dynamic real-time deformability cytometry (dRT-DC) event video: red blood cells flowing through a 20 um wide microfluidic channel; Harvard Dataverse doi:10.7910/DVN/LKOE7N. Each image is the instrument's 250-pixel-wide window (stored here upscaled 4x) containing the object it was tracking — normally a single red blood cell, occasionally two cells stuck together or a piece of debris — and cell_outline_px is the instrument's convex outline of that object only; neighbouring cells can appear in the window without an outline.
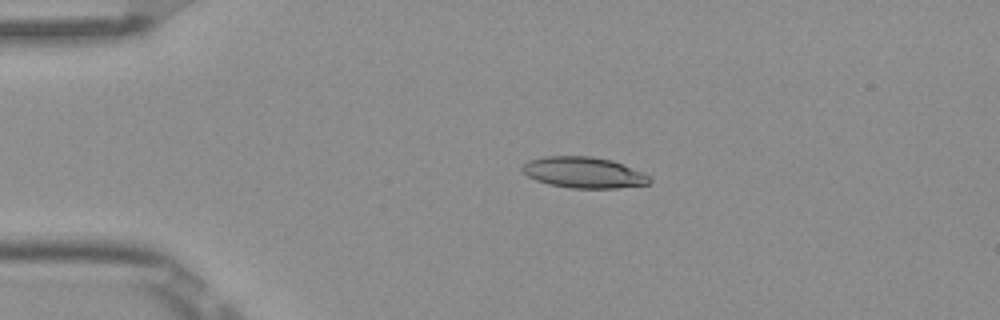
{"species": "Egyptian fruit bat (a non-hibernating species)", "species_latin": "Rousettus aegyptiacus", "temperature_condition": "room temperature", "stored_images_in_passage": 5, "camera_frame_rate_fps": 3000, "um_per_image_px": 0.085, "frame": {"image": 1, "passage_image": 3, "time_ms": 0.667, "image_size_px": [1000, 320], "cell_outline_px": [[652, 180], [648, 184], [616, 188], [572, 188], [548, 184], [536, 180], [528, 176], [520, 168], [528, 160], [544, 156], [592, 156], [612, 160], [644, 172]], "centroid_in_image_um": [49.61, 14.65], "position_along_channel_um": 35.4, "area_um2": 23.06}}
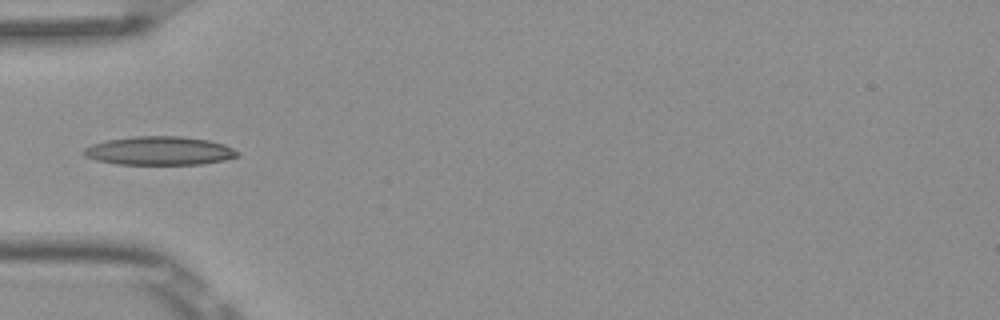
{"frame": {"image": 2, "passage_image": 5, "time_ms": 1.333, "image_size_px": [1000, 320], "cell_outline_px": [[240, 156], [224, 160], [200, 164], [116, 164], [96, 160], [84, 156], [80, 152], [84, 148], [92, 144], [108, 140], [132, 136], [180, 136], [208, 140], [224, 144], [240, 152]], "centroid_in_image_um": [13.54, 12.81], "position_along_channel_um": 71.5, "area_um2": 25.72}}